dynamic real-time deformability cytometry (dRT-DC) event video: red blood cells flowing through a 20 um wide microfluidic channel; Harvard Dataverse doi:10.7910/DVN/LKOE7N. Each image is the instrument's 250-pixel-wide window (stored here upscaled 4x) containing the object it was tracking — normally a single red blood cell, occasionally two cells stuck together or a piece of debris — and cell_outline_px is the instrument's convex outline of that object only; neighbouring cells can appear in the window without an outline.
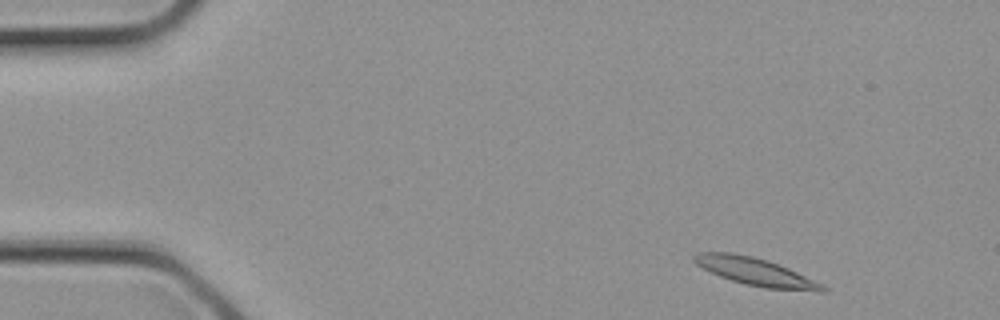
{"species": "common noctule bat (a hibernating species)", "species_latin": "Nyctalus noctula", "temperature_condition": "cold", "stored_images_in_passage": 2, "camera_frame_rate_fps": 3000, "um_per_image_px": 0.085, "animal": {"sex": "female", "body_mass_g": 21.9}, "frame": {"image": 1, "passage_image": 2, "time_ms": 0.333, "image_size_px": [1000, 320], "cell_outline_px": [[828, 292], [820, 292], [764, 288], [744, 284], [720, 276], [696, 264], [692, 260], [692, 256], [700, 252], [732, 252], [752, 256], [768, 260], [788, 268], [824, 284], [828, 288]], "centroid_in_image_um": [64.28, 23.11], "position_along_channel_um": 20.7, "area_um2": 20.81}}